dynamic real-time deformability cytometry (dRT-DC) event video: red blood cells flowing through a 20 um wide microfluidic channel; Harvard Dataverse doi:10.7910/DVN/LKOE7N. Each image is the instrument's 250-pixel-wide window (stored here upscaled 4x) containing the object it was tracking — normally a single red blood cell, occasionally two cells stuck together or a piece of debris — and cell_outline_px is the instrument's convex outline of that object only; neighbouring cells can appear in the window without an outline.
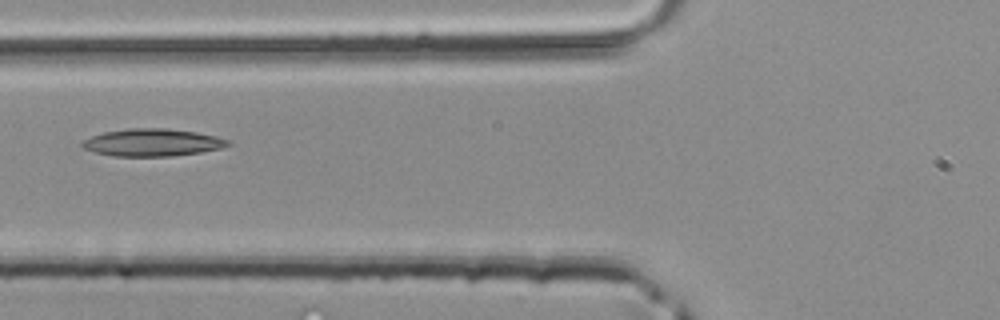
{"species": "common noctule bat (a hibernating species)", "species_latin": "Nyctalus noctula", "temperature_condition": "room temperature", "stored_images_in_passage": 4, "camera_frame_rate_fps": 3000, "um_per_image_px": 0.085, "animal": {"sex": "male", "body_mass_g": 20.4}, "frame": {"image": 1, "passage_image": 4, "time_ms": 1.0, "image_size_px": [1000, 320], "cell_outline_px": [[232, 144], [220, 148], [200, 152], [172, 156], [116, 156], [96, 152], [84, 148], [80, 144], [84, 140], [92, 136], [104, 132], [128, 128], [168, 128], [196, 132], [216, 136], [228, 140]], "centroid_in_image_um": [12.96, 12.1], "position_along_channel_um": 112.8, "area_um2": 23.12}}